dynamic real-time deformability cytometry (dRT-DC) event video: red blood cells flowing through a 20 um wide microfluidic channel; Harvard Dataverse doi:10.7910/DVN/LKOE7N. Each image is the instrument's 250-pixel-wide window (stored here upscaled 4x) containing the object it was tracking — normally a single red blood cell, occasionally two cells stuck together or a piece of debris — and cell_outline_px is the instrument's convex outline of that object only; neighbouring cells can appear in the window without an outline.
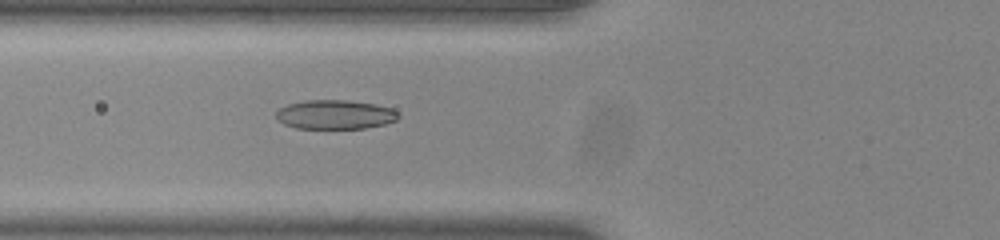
{"species": "common noctule bat (a hibernating species)", "species_latin": "Nyctalus noctula", "temperature_condition": "room temperature", "stored_images_in_passage": 37, "camera_frame_rate_fps": 3000, "um_per_image_px": 0.085, "animal": {"sex": "male", "body_mass_g": 20.0, "forearm_length_mm": 53.3}, "frame": {"image": 1, "passage_image": 5, "time_ms": 1.333, "image_size_px": [1000, 240], "cell_outline_px": [[400, 116], [396, 120], [384, 124], [364, 128], [296, 128], [284, 124], [276, 116], [276, 112], [280, 108], [288, 104], [304, 100], [344, 100], [376, 104], [392, 108]], "centroid_in_image_um": [28.49, 9.73], "position_along_channel_um": 97.3, "area_um2": 20.63}}
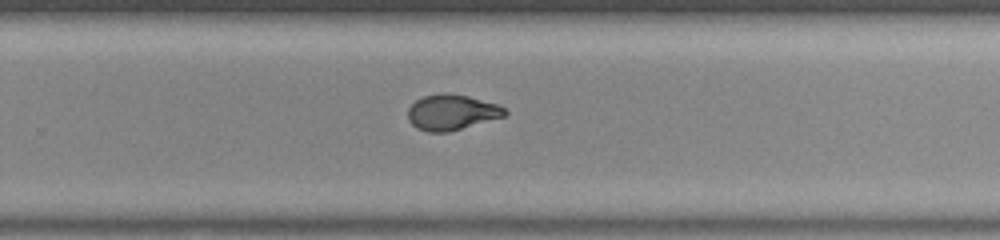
{"frame": {"image": 2, "passage_image": 20, "time_ms": 6.333, "image_size_px": [1000, 240], "cell_outline_px": [[508, 112], [504, 116], [448, 132], [428, 132], [416, 128], [408, 120], [408, 108], [416, 100], [424, 96], [444, 92], [468, 96], [500, 104]], "centroid_in_image_um": [38.39, 9.54], "position_along_channel_um": 291.4, "area_um2": 20.06}}
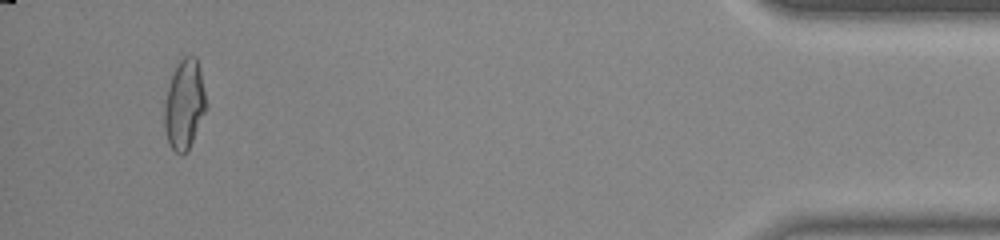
{"frame": {"image": 3, "passage_image": 35, "time_ms": 11.333, "image_size_px": [1000, 240], "cell_outline_px": [[204, 112], [192, 140], [188, 148], [184, 152], [176, 152], [168, 144], [164, 128], [164, 104], [168, 88], [172, 76], [180, 60], [184, 56], [196, 56], [200, 68], [204, 92]], "centroid_in_image_um": [15.63, 8.86], "position_along_channel_um": 419.6, "area_um2": 20.98}, "authors_computed_cell_mechanics": {"area_um2": 20.519, "velocity_mm_per_s": 3.8818, "shape_relaxation_time_tau1_ms": 7.6013, "shape_relaxation_time_tau2_ms": 1.0181, "deformation_change_tau1": 0.2451, "deformation_change_tau2": 0.0608}}